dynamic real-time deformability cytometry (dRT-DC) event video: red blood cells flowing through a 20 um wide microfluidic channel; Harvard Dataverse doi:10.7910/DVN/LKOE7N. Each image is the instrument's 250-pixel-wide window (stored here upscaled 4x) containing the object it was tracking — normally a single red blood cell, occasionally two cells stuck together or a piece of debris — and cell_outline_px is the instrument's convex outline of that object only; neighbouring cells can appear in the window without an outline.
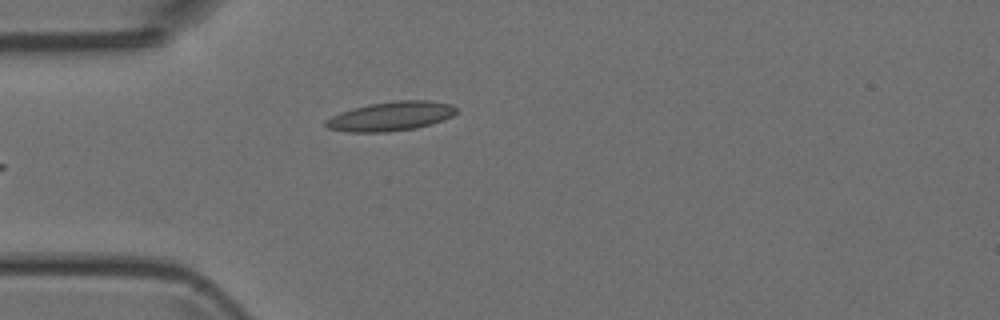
{"species": "Egyptian fruit bat (a non-hibernating species)", "species_latin": "Rousettus aegyptiacus", "temperature_condition": "room temperature", "stored_images_in_passage": 6, "camera_frame_rate_fps": 3000, "um_per_image_px": 0.085, "animal": {"sex": "female"}, "frame": {"image": 1, "passage_image": 6, "time_ms": 5.667, "image_size_px": [1000, 320], "cell_outline_px": [[456, 112], [452, 116], [416, 128], [388, 132], [348, 132], [328, 128], [324, 124], [324, 120], [340, 112], [352, 108], [368, 104], [396, 100], [428, 100], [452, 104], [456, 108]], "centroid_in_image_um": [33.18, 9.87], "position_along_channel_um": 51.8, "area_um2": 22.2}}